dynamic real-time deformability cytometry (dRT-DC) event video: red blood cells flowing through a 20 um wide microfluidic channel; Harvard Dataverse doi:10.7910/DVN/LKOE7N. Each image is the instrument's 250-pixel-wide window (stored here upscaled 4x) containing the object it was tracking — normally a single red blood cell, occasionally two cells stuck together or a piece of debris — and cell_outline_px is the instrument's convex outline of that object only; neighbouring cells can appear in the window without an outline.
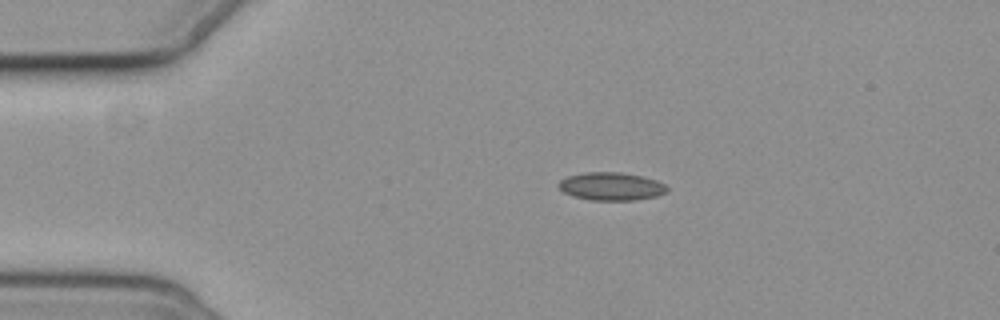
{"species": "common noctule bat (a hibernating species)", "species_latin": "Nyctalus noctula", "temperature_condition": "cold", "stored_images_in_passage": 5, "camera_frame_rate_fps": 3000, "um_per_image_px": 0.085, "animal": {"sex": "female", "body_mass_g": 19.3, "forearm_length_mm": 54.1}, "frame": {"image": 1, "passage_image": 1, "time_ms": 0.0, "image_size_px": [1000, 320], "cell_outline_px": [[668, 192], [656, 196], [632, 200], [592, 200], [576, 196], [564, 192], [560, 188], [560, 180], [568, 176], [584, 172], [620, 172], [644, 176], [656, 180], [664, 184], [668, 188]], "centroid_in_image_um": [52.0, 15.83], "position_along_channel_um": 33.0, "area_um2": 17.51}}
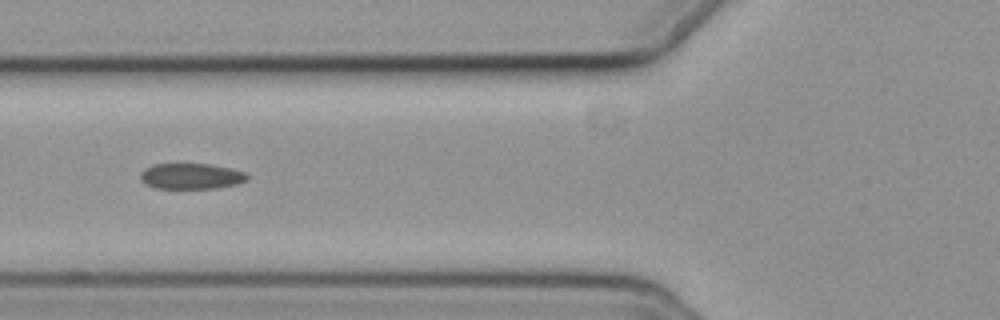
{"frame": {"image": 2, "passage_image": 4, "time_ms": 3.333, "image_size_px": [1000, 320], "cell_outline_px": [[248, 180], [236, 184], [216, 188], [156, 188], [144, 184], [140, 180], [140, 172], [144, 168], [152, 164], [212, 164], [232, 168], [244, 172], [248, 176]], "centroid_in_image_um": [16.22, 14.97], "position_along_channel_um": 109.6, "area_um2": 16.18}}
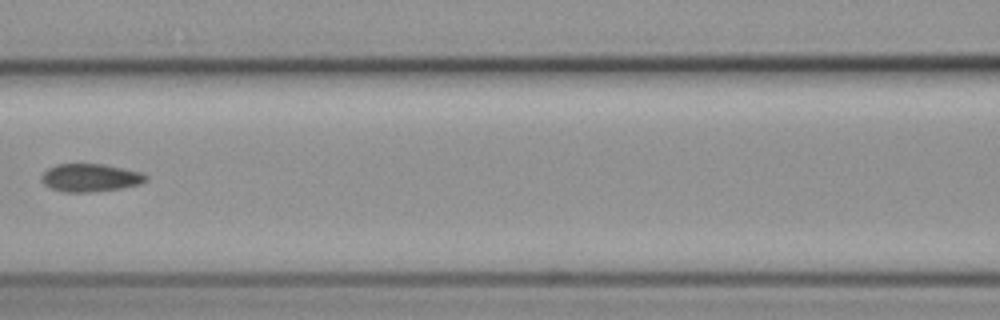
{"frame": {"image": 3, "passage_image": 5, "time_ms": 4.667, "image_size_px": [1000, 320], "cell_outline_px": [[148, 180], [140, 184], [120, 188], [88, 192], [64, 192], [52, 188], [44, 184], [44, 172], [48, 168], [56, 164], [104, 164], [140, 172], [148, 176]], "centroid_in_image_um": [7.71, 15.1], "position_along_channel_um": 158.9, "area_um2": 16.7}}